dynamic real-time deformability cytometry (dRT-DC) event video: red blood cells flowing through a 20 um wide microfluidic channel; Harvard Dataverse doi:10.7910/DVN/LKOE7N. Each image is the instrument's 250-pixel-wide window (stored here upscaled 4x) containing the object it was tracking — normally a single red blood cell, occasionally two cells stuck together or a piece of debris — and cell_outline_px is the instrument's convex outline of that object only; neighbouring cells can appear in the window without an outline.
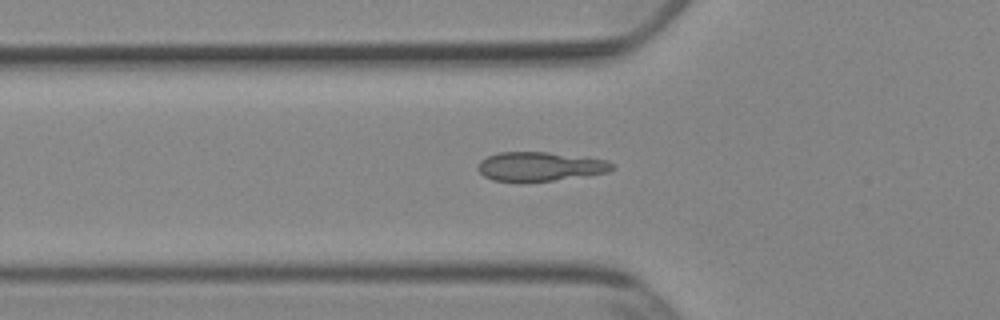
{"species": "Egyptian fruit bat (a non-hibernating species)", "species_latin": "Rousettus aegyptiacus", "temperature_condition": "cold", "stored_images_in_passage": 51, "camera_frame_rate_fps": 3000, "um_per_image_px": 0.085, "animal": {"sex": "female"}, "frame": {"image": 1, "passage_image": 18, "time_ms": 5.667, "image_size_px": [1000, 320], "cell_outline_px": [[616, 168], [608, 172], [524, 184], [520, 184], [492, 180], [484, 176], [476, 168], [476, 164], [480, 160], [488, 156], [500, 152], [548, 152], [608, 160], [616, 164]], "centroid_in_image_um": [45.85, 14.18], "position_along_channel_um": 79.9, "area_um2": 23.35}}
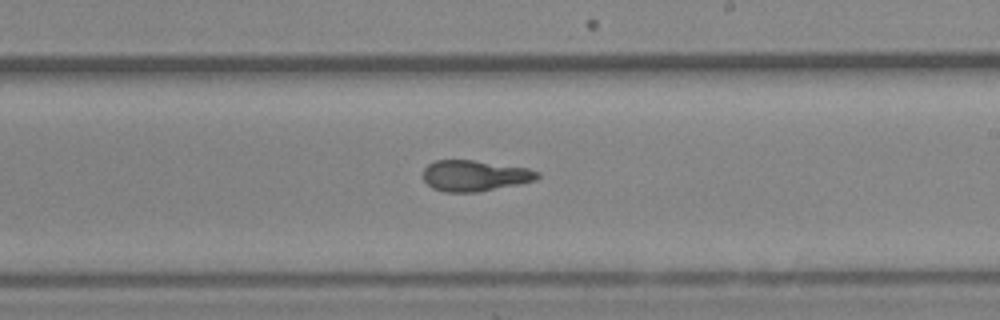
{"frame": {"image": 2, "passage_image": 31, "time_ms": 10.0, "image_size_px": [1000, 320], "cell_outline_px": [[540, 176], [536, 180], [520, 184], [476, 192], [444, 192], [432, 188], [424, 180], [424, 168], [428, 164], [436, 160], [472, 160], [528, 168], [540, 172]], "centroid_in_image_um": [40.36, 14.93], "position_along_channel_um": 248.6, "area_um2": 20.58}}
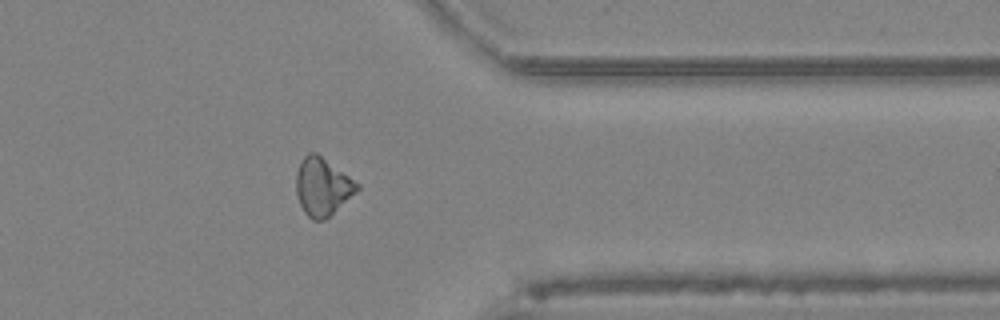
{"frame": {"image": 3, "passage_image": 42, "time_ms": 13.667, "image_size_px": [1000, 320], "cell_outline_px": [[360, 188], [356, 192], [324, 220], [312, 220], [304, 212], [300, 204], [296, 192], [296, 172], [304, 156], [308, 152], [316, 152], [360, 184]], "centroid_in_image_um": [27.4, 15.86], "position_along_channel_um": 384.0, "area_um2": 20.29}}